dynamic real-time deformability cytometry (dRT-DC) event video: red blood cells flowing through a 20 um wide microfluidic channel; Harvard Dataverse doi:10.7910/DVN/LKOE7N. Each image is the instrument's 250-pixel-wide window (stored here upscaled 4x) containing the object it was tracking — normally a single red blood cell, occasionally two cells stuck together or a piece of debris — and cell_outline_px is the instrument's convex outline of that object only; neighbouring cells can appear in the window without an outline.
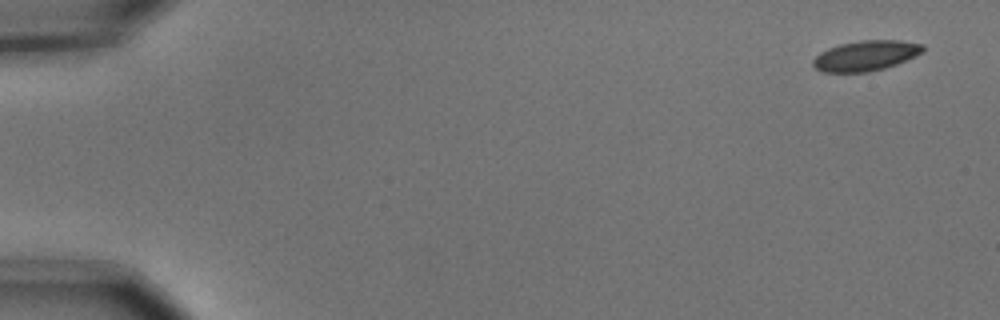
{"species": "common noctule bat (a hibernating species)", "species_latin": "Nyctalus noctula", "temperature_condition": "cold", "stored_images_in_passage": 5, "camera_frame_rate_fps": 3000, "um_per_image_px": 0.085, "animal": {"sex": "male", "body_mass_g": 15.6}, "frame": {"image": 1, "passage_image": 1, "time_ms": 0.0, "image_size_px": [1000, 320], "cell_outline_px": [[924, 52], [916, 56], [896, 64], [884, 68], [868, 72], [820, 72], [812, 64], [812, 60], [820, 52], [828, 48], [840, 44], [860, 40], [900, 40], [924, 44]], "centroid_in_image_um": [73.59, 4.73], "position_along_channel_um": 11.4, "area_um2": 19.48}}
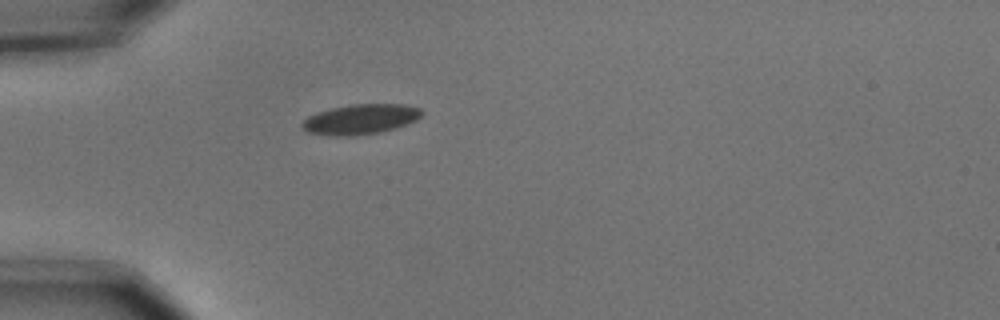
{"frame": {"image": 2, "passage_image": 5, "time_ms": 1.333, "image_size_px": [1000, 320], "cell_outline_px": [[424, 112], [416, 120], [396, 128], [380, 132], [356, 136], [336, 136], [308, 132], [300, 124], [308, 116], [316, 112], [332, 108], [352, 104], [404, 104], [420, 108]], "centroid_in_image_um": [30.65, 10.13], "position_along_channel_um": 54.3, "area_um2": 20.98}}